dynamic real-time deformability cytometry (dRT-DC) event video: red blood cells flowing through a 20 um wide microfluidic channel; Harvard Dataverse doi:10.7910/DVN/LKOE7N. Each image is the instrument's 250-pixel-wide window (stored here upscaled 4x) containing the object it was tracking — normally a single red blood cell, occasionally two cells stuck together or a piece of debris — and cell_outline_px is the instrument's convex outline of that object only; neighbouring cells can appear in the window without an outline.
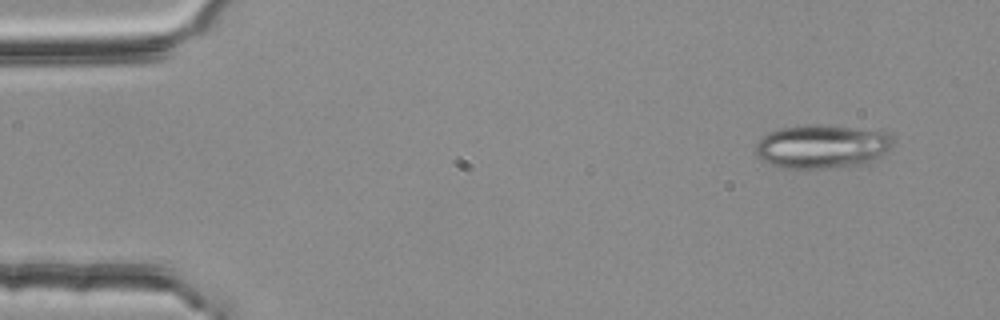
{"species": "common noctule bat (a hibernating species)", "species_latin": "Nyctalus noctula", "temperature_condition": "room temperature", "stored_images_in_passage": 3, "camera_frame_rate_fps": 3000, "um_per_image_px": 0.085, "animal": {"sex": "female", "body_mass_g": 25.1}, "frame": {"image": 1, "passage_image": 1, "time_ms": 0.0, "image_size_px": [1000, 320], "cell_outline_px": [[892, 144], [876, 160], [868, 164], [824, 168], [780, 168], [760, 160], [752, 152], [756, 144], [768, 132], [780, 128], [804, 124], [820, 124], [880, 132], [892, 136]], "centroid_in_image_um": [69.77, 12.47], "position_along_channel_um": 15.2, "area_um2": 35.03}}